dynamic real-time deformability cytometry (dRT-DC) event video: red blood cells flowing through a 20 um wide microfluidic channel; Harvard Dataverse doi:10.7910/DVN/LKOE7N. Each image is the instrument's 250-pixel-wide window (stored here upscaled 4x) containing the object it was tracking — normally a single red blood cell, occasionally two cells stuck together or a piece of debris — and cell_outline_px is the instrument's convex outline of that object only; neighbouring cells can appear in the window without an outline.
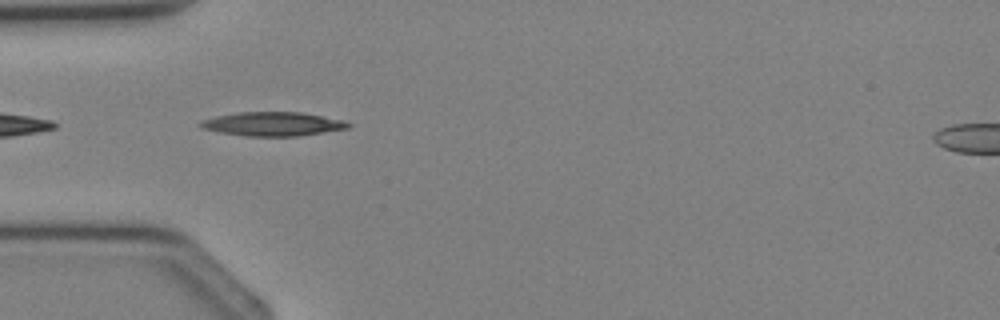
{"species": "Egyptian fruit bat (a non-hibernating species)", "species_latin": "Rousettus aegyptiacus", "temperature_condition": "cold", "stored_images_in_passage": 27, "camera_frame_rate_fps": 3000, "um_per_image_px": 0.085, "animal": {"sex": "female"}, "frame": {"image": 1, "passage_image": 2, "time_ms": 0.333, "image_size_px": [1000, 320], "cell_outline_px": [[352, 124], [348, 128], [296, 136], [248, 136], [220, 132], [200, 128], [196, 124], [200, 120], [216, 116], [240, 112], [300, 112], [344, 120]], "centroid_in_image_um": [23.13, 10.53], "position_along_channel_um": 61.9, "area_um2": 20.52}}
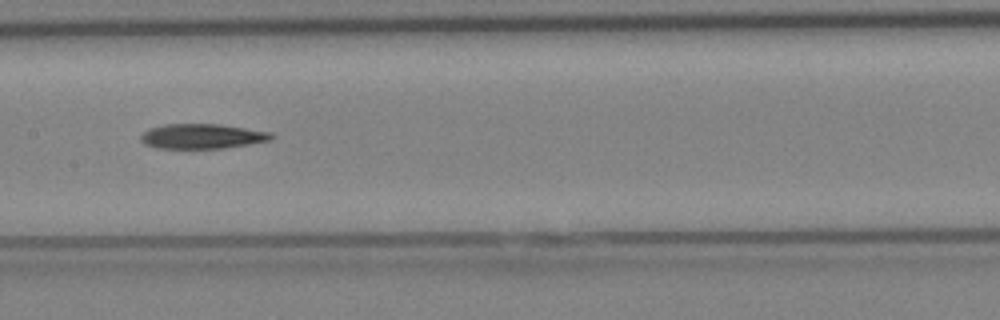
{"frame": {"image": 2, "passage_image": 9, "time_ms": 2.667, "image_size_px": [1000, 320], "cell_outline_px": [[276, 136], [272, 140], [224, 148], [156, 148], [144, 144], [140, 140], [140, 136], [148, 128], [164, 124], [220, 124], [272, 132]], "centroid_in_image_um": [17.19, 11.58], "position_along_channel_um": 190.2, "area_um2": 19.07}}
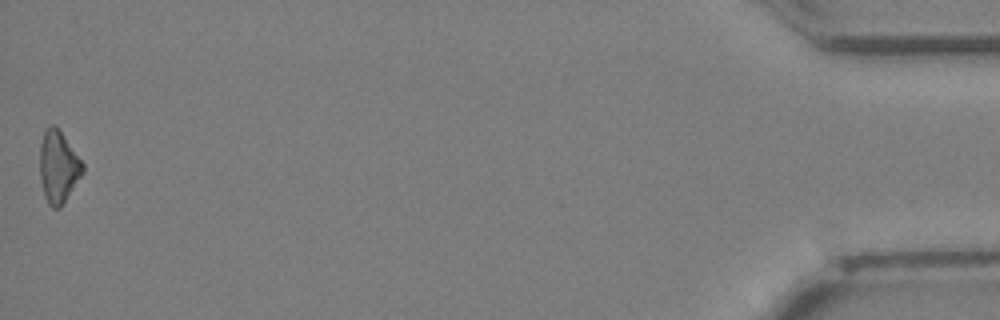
{"frame": {"image": 3, "passage_image": 27, "time_ms": 8.667, "image_size_px": [1000, 320], "cell_outline_px": [[84, 172], [60, 208], [52, 208], [48, 204], [44, 196], [40, 180], [40, 144], [44, 132], [52, 124], [56, 124], [84, 164]], "centroid_in_image_um": [4.95, 14.19], "position_along_channel_um": 430.2, "area_um2": 18.03}}